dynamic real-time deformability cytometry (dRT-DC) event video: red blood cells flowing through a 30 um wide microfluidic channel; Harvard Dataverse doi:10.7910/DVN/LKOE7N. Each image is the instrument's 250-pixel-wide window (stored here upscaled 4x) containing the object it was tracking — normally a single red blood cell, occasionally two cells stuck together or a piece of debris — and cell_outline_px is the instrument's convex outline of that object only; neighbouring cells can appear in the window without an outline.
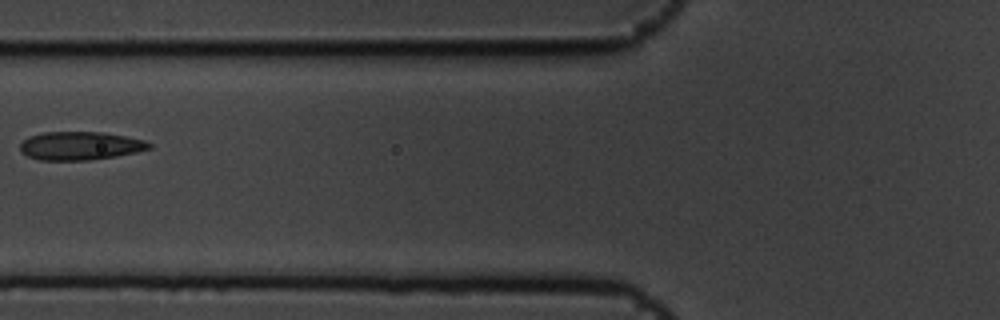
{"species": "common noctule bat (a hibernating species)", "species_latin": "Nyctalus noctula", "temperature_condition": "cold", "stored_images_in_passage": 5, "camera_frame_rate_fps": 3000, "um_per_image_px": 0.085, "animal": {"sex": "male", "body_mass_g": 19.5, "forearm_length_mm": 54.6}, "frame": {"image": 1, "passage_image": 5, "time_ms": 1.333, "image_size_px": [1000, 320], "cell_outline_px": [[152, 148], [136, 152], [116, 156], [88, 160], [40, 160], [28, 156], [20, 152], [20, 144], [28, 136], [44, 132], [100, 132], [124, 136], [144, 140], [152, 144]], "centroid_in_image_um": [6.8, 12.39], "position_along_channel_um": 119.0, "area_um2": 21.27}}